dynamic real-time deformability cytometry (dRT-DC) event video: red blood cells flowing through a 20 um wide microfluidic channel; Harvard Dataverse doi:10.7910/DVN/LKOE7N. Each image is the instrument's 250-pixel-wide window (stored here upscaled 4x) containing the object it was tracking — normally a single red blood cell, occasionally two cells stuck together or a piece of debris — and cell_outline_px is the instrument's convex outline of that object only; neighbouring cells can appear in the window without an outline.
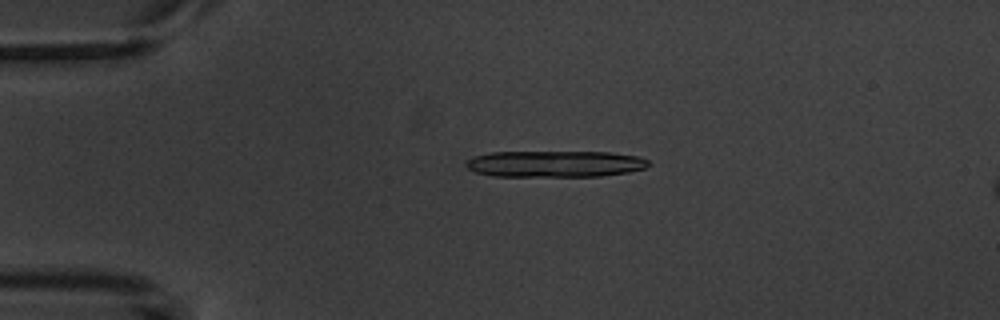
{"species": "common noctule bat (a hibernating species)", "species_latin": "Nyctalus noctula", "temperature_condition": "warm", "stored_images_in_passage": 4, "camera_frame_rate_fps": 3000, "um_per_image_px": 0.085, "animal": {"sex": "male", "body_mass_g": 20.1, "forearm_length_mm": 53.5}, "frame": {"image": 1, "passage_image": 3, "time_ms": 2.333, "image_size_px": [1000, 320], "cell_outline_px": [[648, 168], [628, 172], [600, 176], [492, 176], [476, 172], [468, 168], [464, 164], [472, 156], [492, 152], [612, 152], [636, 156], [648, 160]], "centroid_in_image_um": [47.16, 13.93], "position_along_channel_um": 37.8, "area_um2": 28.15}}